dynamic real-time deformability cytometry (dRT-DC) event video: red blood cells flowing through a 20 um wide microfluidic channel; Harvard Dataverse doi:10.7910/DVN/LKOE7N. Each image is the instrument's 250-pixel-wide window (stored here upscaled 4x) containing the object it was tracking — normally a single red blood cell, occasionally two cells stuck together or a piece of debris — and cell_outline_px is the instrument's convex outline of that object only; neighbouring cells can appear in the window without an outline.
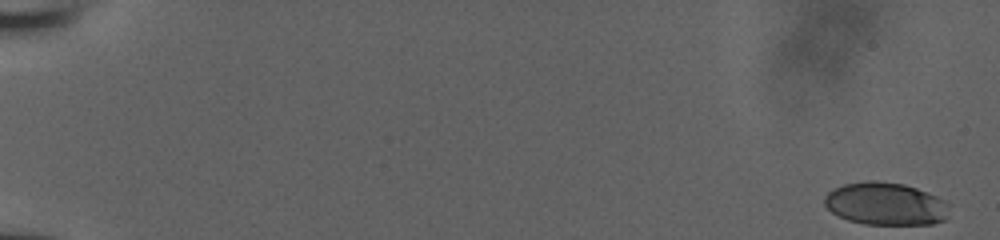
{"species": "human", "species_latin": "Homo sapiens", "temperature_condition": "room temperature", "stored_images_in_passage": 52, "camera_frame_rate_fps": 3000, "um_per_image_px": 0.085, "donor": {"sex": "male"}, "frame": {"image": 1, "passage_image": 1, "time_ms": 0.0, "image_size_px": [1000, 240], "cell_outline_px": [[948, 204], [944, 220], [932, 224], [864, 224], [848, 220], [832, 212], [824, 204], [824, 196], [828, 192], [844, 184], [868, 180], [876, 180], [904, 184], [928, 192], [944, 200]], "centroid_in_image_um": [75.25, 17.31], "position_along_channel_um": 9.7, "area_um2": 30.87}}
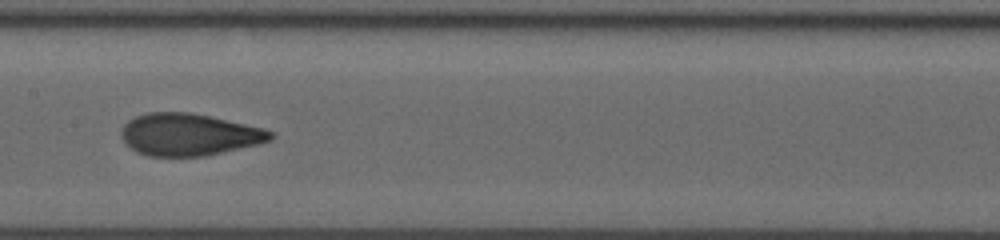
{"frame": {"image": 2, "passage_image": 29, "time_ms": 9.333, "image_size_px": [1000, 240], "cell_outline_px": [[276, 136], [272, 140], [256, 144], [204, 156], [148, 156], [136, 152], [124, 144], [120, 136], [120, 132], [124, 124], [128, 120], [136, 116], [148, 112], [188, 112], [208, 116], [264, 128], [276, 132]], "centroid_in_image_um": [16.03, 11.44], "position_along_channel_um": 191.4, "area_um2": 36.7}}
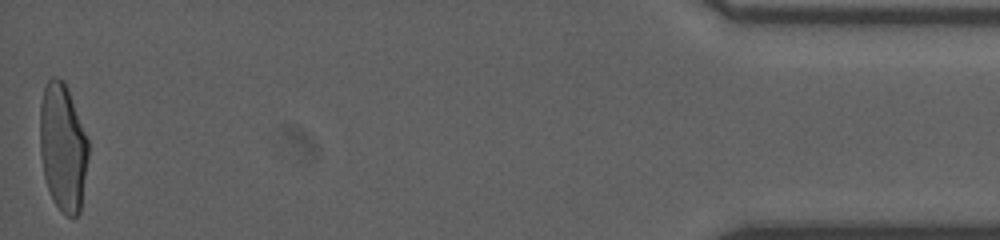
{"frame": {"image": 3, "passage_image": 52, "time_ms": 17.0, "image_size_px": [1000, 240], "cell_outline_px": [[88, 156], [80, 212], [76, 216], [68, 216], [56, 204], [48, 188], [44, 176], [40, 152], [40, 104], [44, 88], [48, 80], [52, 76], [56, 76], [64, 80], [68, 88], [88, 140]], "centroid_in_image_um": [5.34, 12.47], "position_along_channel_um": 429.9, "area_um2": 35.78}}